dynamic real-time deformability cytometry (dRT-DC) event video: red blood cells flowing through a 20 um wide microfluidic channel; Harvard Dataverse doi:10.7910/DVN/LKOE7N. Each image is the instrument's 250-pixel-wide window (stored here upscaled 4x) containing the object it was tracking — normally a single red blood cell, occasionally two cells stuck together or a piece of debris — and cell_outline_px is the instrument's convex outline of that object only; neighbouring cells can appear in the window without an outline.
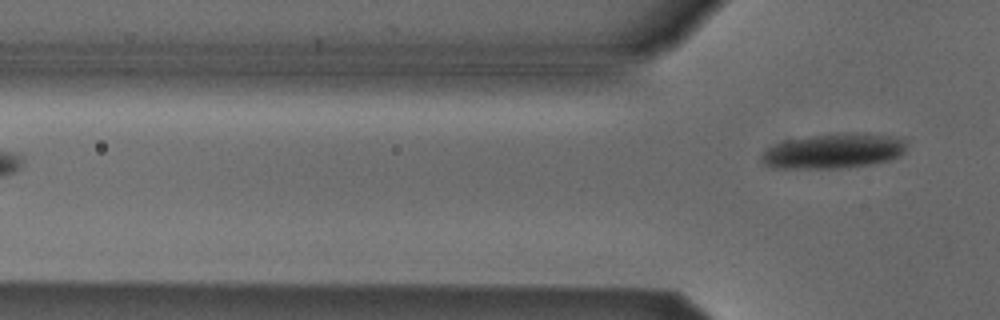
{"species": "Egyptian fruit bat (a non-hibernating species)", "species_latin": "Rousettus aegyptiacus", "temperature_condition": "cold", "stored_images_in_passage": 2, "camera_frame_rate_fps": 3000, "um_per_image_px": 0.085, "animal": {"sex": "male"}, "frame": {"image": 1, "passage_image": 2, "time_ms": 1.333, "image_size_px": [1000, 320], "cell_outline_px": [[908, 140], [904, 152], [888, 160], [872, 164], [840, 168], [780, 168], [764, 164], [760, 160], [760, 156], [768, 148], [784, 140], [812, 136], [888, 136]], "centroid_in_image_um": [70.79, 12.89], "position_along_channel_um": 55.0, "area_um2": 28.09}}